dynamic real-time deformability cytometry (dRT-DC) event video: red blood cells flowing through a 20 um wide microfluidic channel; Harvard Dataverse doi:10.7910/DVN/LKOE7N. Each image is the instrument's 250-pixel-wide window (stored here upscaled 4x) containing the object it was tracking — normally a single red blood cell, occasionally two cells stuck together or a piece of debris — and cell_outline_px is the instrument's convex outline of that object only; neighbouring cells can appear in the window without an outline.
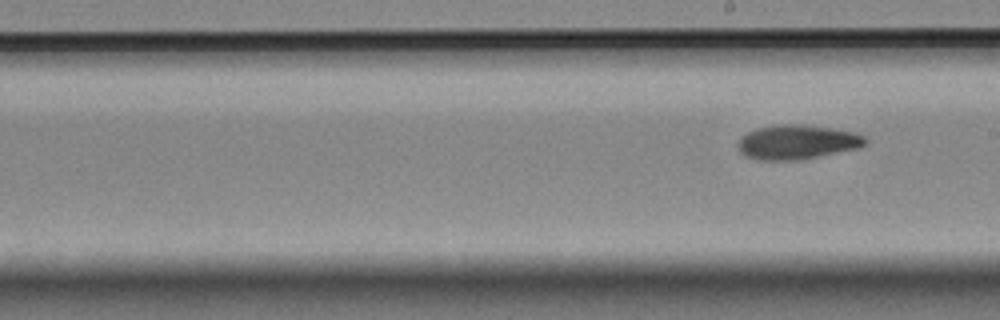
{"species": "Egyptian fruit bat (a non-hibernating species)", "species_latin": "Rousettus aegyptiacus", "temperature_condition": "room temperature", "stored_images_in_passage": 7, "segment_of_instrument_passage": [2, 2], "camera_frame_rate_fps": 3000, "um_per_image_px": 0.085, "animal": {"sex": "female"}, "frame": {"image": 1, "passage_image": 7, "time_ms": 2.0, "image_size_px": [1000, 320], "cell_outline_px": [[868, 144], [856, 148], [804, 160], [756, 160], [744, 156], [740, 152], [740, 140], [748, 132], [756, 128], [780, 124], [800, 124], [856, 132], [864, 136], [868, 140]], "centroid_in_image_um": [67.79, 12.09], "position_along_channel_um": 221.2, "area_um2": 25.49}}